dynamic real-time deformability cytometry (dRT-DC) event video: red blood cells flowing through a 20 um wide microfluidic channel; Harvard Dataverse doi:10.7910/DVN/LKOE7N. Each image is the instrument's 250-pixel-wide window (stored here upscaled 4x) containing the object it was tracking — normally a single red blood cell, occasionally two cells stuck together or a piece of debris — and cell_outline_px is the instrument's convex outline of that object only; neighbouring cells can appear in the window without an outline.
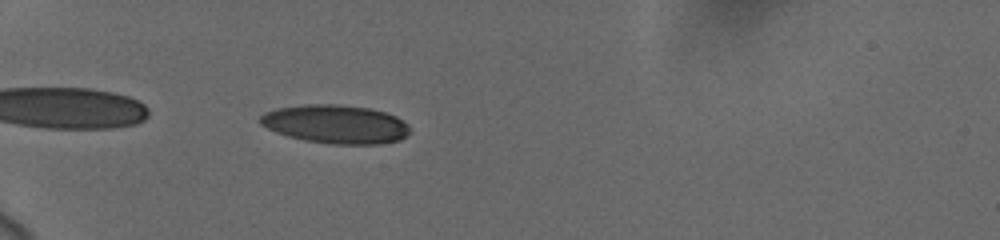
{"species": "human", "species_latin": "Homo sapiens", "temperature_condition": "cold", "stored_images_in_passage": 38, "camera_frame_rate_fps": 3000, "um_per_image_px": 0.085, "donor": {"sex": "female"}, "frame": {"image": 1, "passage_image": 3, "time_ms": 0.667, "image_size_px": [1000, 240], "cell_outline_px": [[412, 132], [400, 140], [380, 144], [332, 144], [304, 140], [288, 136], [276, 132], [260, 124], [260, 116], [264, 112], [276, 108], [304, 104], [336, 104], [368, 108], [384, 112], [396, 116], [408, 124]], "centroid_in_image_um": [28.54, 10.55], "position_along_channel_um": 56.5, "area_um2": 33.81}}
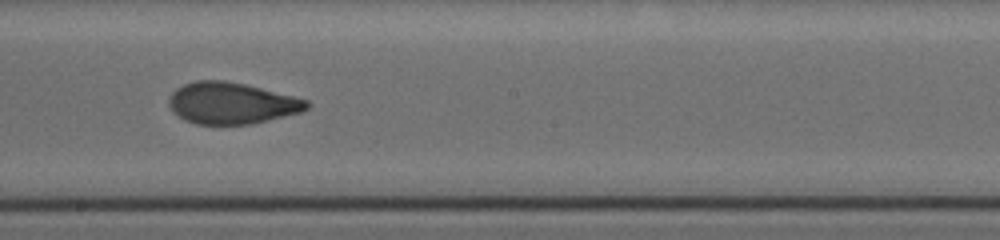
{"frame": {"image": 2, "passage_image": 23, "time_ms": 6.0, "image_size_px": [1000, 240], "cell_outline_px": [[308, 108], [300, 112], [252, 124], [196, 124], [184, 120], [172, 112], [168, 104], [168, 96], [176, 88], [184, 84], [196, 80], [224, 80], [244, 84], [308, 100]], "centroid_in_image_um": [19.61, 8.77], "position_along_channel_um": 228.6, "area_um2": 33.23}}
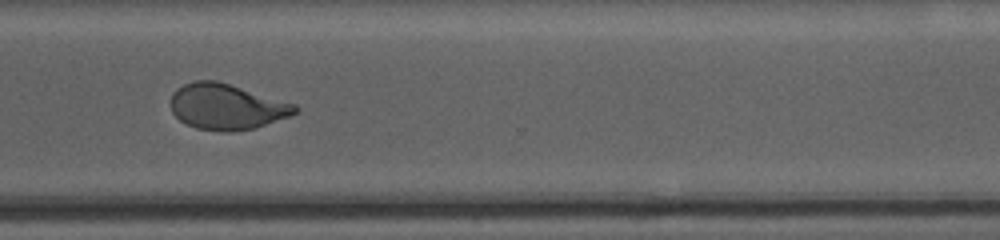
{"frame": {"image": 3, "passage_image": 37, "time_ms": 9.333, "image_size_px": [1000, 240], "cell_outline_px": [[300, 108], [296, 112], [288, 116], [256, 128], [196, 128], [180, 120], [172, 112], [172, 92], [176, 88], [192, 80], [216, 80], [296, 104]], "centroid_in_image_um": [19.25, 9.01], "position_along_channel_um": 351.3, "area_um2": 32.08}}